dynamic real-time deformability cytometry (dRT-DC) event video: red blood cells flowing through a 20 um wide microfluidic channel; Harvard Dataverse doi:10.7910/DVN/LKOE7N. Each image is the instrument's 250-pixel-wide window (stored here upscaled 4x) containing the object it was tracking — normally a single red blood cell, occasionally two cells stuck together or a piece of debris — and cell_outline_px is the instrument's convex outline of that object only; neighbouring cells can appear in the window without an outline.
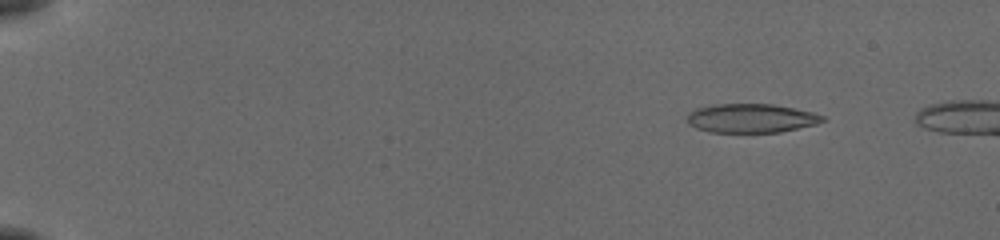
{"species": "common noctule bat (a hibernating species)", "species_latin": "Nyctalus noctula", "temperature_condition": "cold", "stored_images_in_passage": 15, "camera_frame_rate_fps": 3000, "um_per_image_px": 0.085, "animal": {"sex": "female", "body_mass_g": 19.5, "forearm_length_mm": 54.1}, "frame": {"image": 1, "passage_image": 7, "time_ms": 2.0, "image_size_px": [1000, 240], "cell_outline_px": [[824, 120], [816, 124], [780, 132], [708, 132], [696, 128], [688, 124], [688, 116], [692, 112], [700, 108], [720, 104], [772, 104], [812, 112], [824, 116]], "centroid_in_image_um": [63.87, 10.06], "position_along_channel_um": 21.1, "area_um2": 22.43}}